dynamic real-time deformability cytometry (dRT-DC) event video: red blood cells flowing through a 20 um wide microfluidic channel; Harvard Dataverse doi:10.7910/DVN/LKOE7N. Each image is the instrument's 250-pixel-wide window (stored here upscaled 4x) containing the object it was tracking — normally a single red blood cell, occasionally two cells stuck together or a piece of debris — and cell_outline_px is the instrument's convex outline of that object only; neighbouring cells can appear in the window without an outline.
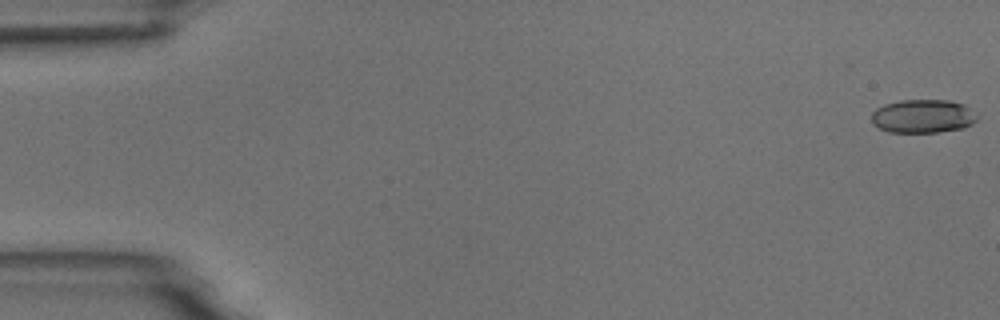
{"species": "common noctule bat (a hibernating species)", "species_latin": "Nyctalus noctula", "temperature_condition": "room temperature", "stored_images_in_passage": 6, "camera_frame_rate_fps": 3000, "um_per_image_px": 0.085, "animal": {"sex": "male", "body_mass_g": 18.8}, "frame": {"image": 1, "passage_image": 1, "time_ms": 0.0, "image_size_px": [1000, 320], "cell_outline_px": [[976, 120], [972, 124], [964, 128], [940, 132], [888, 132], [880, 128], [872, 120], [872, 112], [876, 108], [884, 104], [900, 100], [948, 100], [964, 104], [976, 116]], "centroid_in_image_um": [78.44, 9.88], "position_along_channel_um": 6.6, "area_um2": 20.52}}
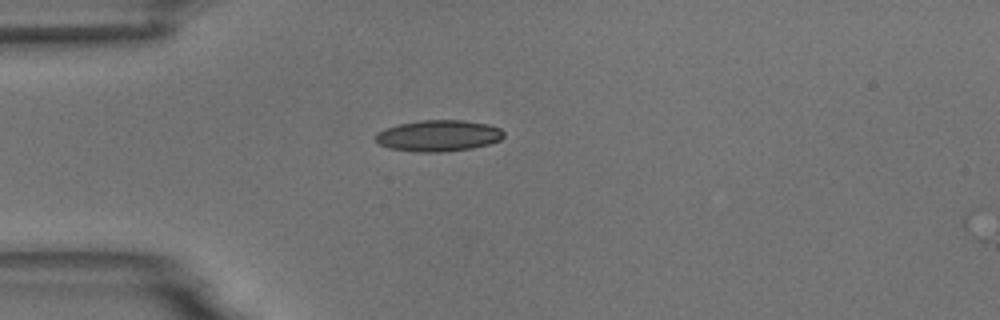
{"frame": {"image": 2, "passage_image": 5, "time_ms": 4.667, "image_size_px": [1000, 320], "cell_outline_px": [[504, 136], [500, 140], [488, 144], [472, 148], [444, 152], [416, 152], [388, 148], [380, 144], [376, 140], [376, 132], [384, 128], [396, 124], [420, 120], [464, 120], [488, 124], [500, 128], [504, 132]], "centroid_in_image_um": [37.25, 11.53], "position_along_channel_um": 47.8, "area_um2": 23.58}}